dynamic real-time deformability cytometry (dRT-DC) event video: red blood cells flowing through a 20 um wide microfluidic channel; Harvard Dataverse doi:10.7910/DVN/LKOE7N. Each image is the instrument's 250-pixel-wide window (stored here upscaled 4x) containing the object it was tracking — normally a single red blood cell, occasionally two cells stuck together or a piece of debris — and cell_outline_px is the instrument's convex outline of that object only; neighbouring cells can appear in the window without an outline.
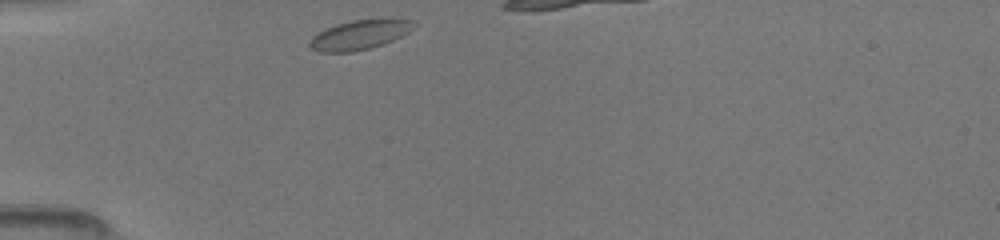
{"species": "common noctule bat (a hibernating species)", "species_latin": "Nyctalus noctula", "temperature_condition": "room temperature", "stored_images_in_passage": 18, "camera_frame_rate_fps": 3000, "um_per_image_px": 0.085, "animal": {"sex": "female", "body_mass_g": 19.5, "forearm_length_mm": 54.1}, "frame": {"image": 1, "passage_image": 1, "time_ms": 0.0, "image_size_px": [1000, 240], "cell_outline_px": [[416, 24], [408, 32], [384, 44], [352, 52], [320, 52], [312, 48], [308, 44], [312, 36], [324, 28], [336, 24], [352, 20], [380, 16], [388, 16], [412, 20]], "centroid_in_image_um": [30.6, 2.9], "position_along_channel_um": 54.4, "area_um2": 18.5}}
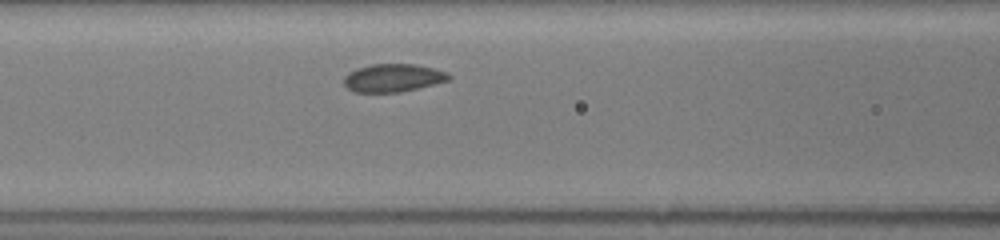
{"frame": {"image": 2, "passage_image": 10, "time_ms": 2.333, "image_size_px": [1000, 240], "cell_outline_px": [[452, 76], [448, 80], [400, 92], [352, 92], [344, 84], [344, 76], [348, 72], [356, 68], [372, 64], [416, 64], [448, 72]], "centroid_in_image_um": [33.37, 6.61], "position_along_channel_um": 133.2, "area_um2": 17.05}}
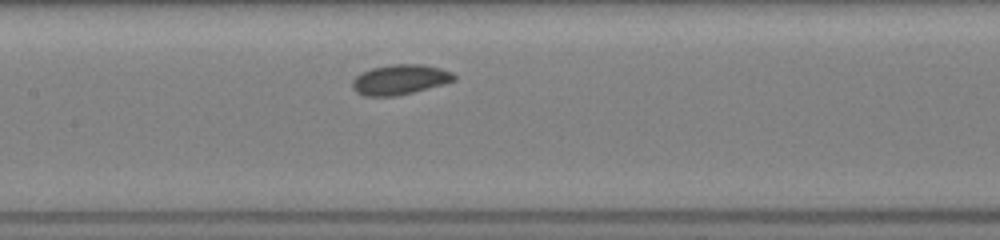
{"frame": {"image": 3, "passage_image": 15, "time_ms": 3.333, "image_size_px": [1000, 240], "cell_outline_px": [[456, 80], [412, 92], [396, 96], [364, 96], [356, 92], [352, 88], [352, 80], [360, 72], [372, 68], [392, 64], [424, 64], [440, 68], [452, 72], [456, 76]], "centroid_in_image_um": [33.96, 6.76], "position_along_channel_um": 173.4, "area_um2": 17.8}}